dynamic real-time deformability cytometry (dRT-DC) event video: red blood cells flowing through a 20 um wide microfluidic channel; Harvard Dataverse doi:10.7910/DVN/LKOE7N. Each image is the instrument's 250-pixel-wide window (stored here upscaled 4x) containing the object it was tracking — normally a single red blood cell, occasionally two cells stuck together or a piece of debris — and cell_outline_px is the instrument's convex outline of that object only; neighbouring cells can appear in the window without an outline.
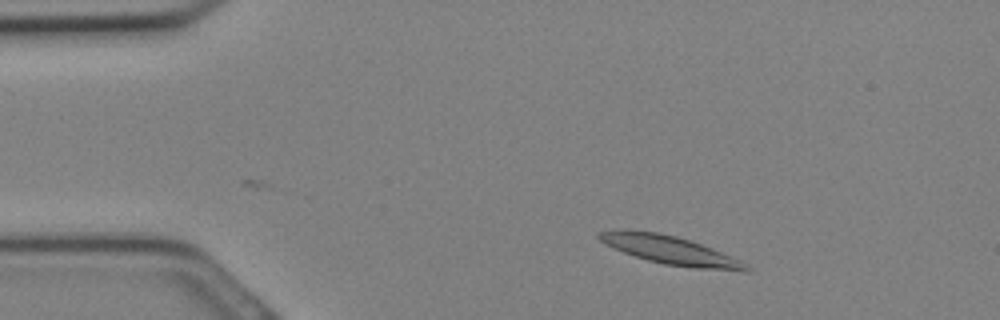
{"species": "Egyptian fruit bat (a non-hibernating species)", "species_latin": "Rousettus aegyptiacus", "temperature_condition": "cold", "stored_images_in_passage": 14, "camera_frame_rate_fps": 3000, "um_per_image_px": 0.085, "animal": {"sex": "female"}, "frame": {"image": 1, "passage_image": 2, "time_ms": 0.333, "image_size_px": [1000, 320], "cell_outline_px": [[756, 272], [744, 272], [692, 268], [664, 264], [648, 260], [624, 252], [604, 244], [596, 236], [596, 232], [660, 232], [676, 236], [712, 248], [732, 256], [748, 264]], "centroid_in_image_um": [57.15, 21.33], "position_along_channel_um": 27.8, "area_um2": 23.99}}
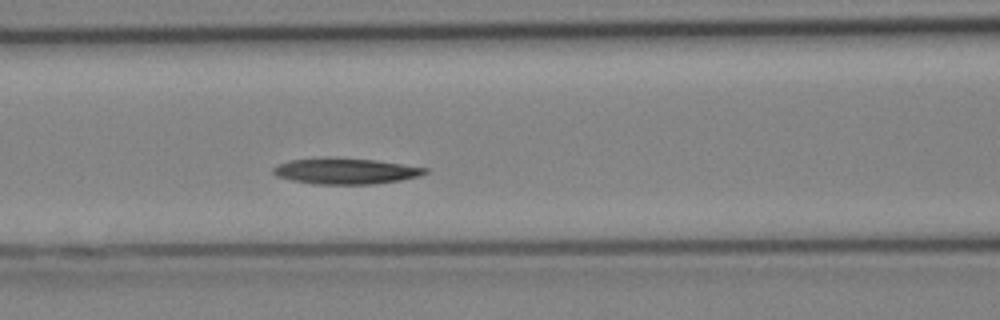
{"frame": {"image": 2, "passage_image": 10, "time_ms": 3.0, "image_size_px": [1000, 320], "cell_outline_px": [[428, 172], [420, 176], [400, 180], [372, 184], [312, 184], [292, 180], [276, 176], [272, 172], [272, 168], [280, 164], [292, 160], [376, 160], [428, 168]], "centroid_in_image_um": [29.43, 14.59], "position_along_channel_um": 137.2, "area_um2": 21.91}}
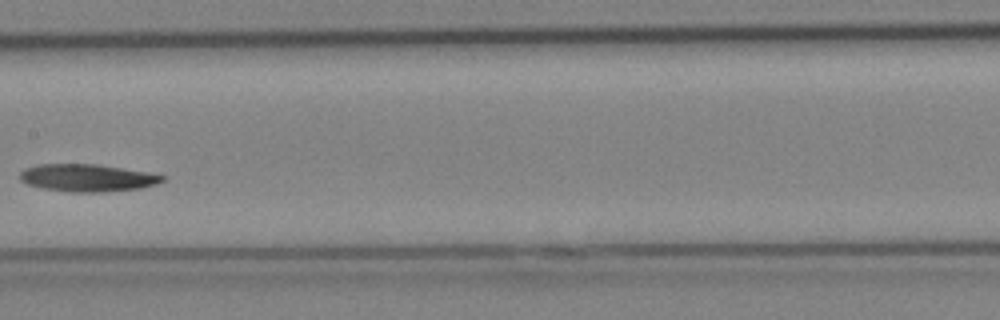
{"frame": {"image": 3, "passage_image": 13, "time_ms": 4.0, "image_size_px": [1000, 320], "cell_outline_px": [[164, 180], [156, 184], [140, 188], [100, 192], [72, 192], [40, 188], [28, 184], [20, 180], [20, 172], [24, 168], [36, 164], [96, 164], [148, 172], [164, 176]], "centroid_in_image_um": [7.37, 15.11], "position_along_channel_um": 200.0, "area_um2": 22.72}}